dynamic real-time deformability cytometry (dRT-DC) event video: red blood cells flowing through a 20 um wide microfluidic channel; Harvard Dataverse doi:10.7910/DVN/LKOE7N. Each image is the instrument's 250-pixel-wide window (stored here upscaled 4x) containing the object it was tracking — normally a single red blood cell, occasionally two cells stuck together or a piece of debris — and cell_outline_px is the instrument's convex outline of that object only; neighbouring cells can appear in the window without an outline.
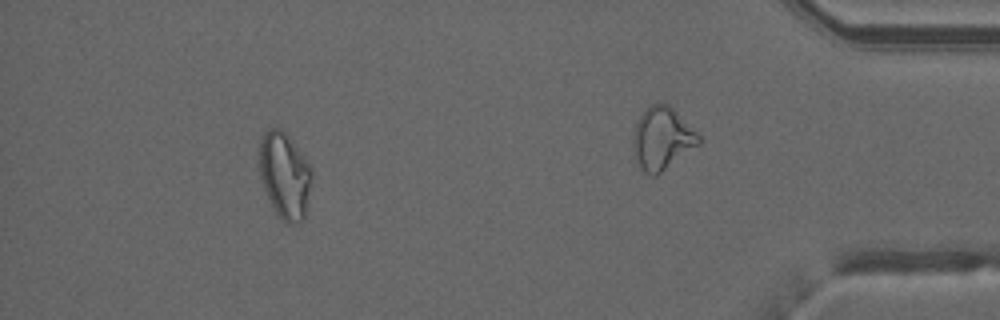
{"species": "common noctule bat (a hibernating species)", "species_latin": "Nyctalus noctula", "temperature_condition": "warm", "stored_images_in_passage": 39, "camera_frame_rate_fps": 3000, "um_per_image_px": 0.085, "animal": {"sex": "male", "forearm_length_mm": 52.5}, "frame": {"image": 1, "passage_image": 34, "time_ms": 11.0, "image_size_px": [1000, 320], "cell_outline_px": [[312, 176], [304, 216], [296, 224], [288, 224], [276, 212], [264, 188], [260, 176], [260, 140], [264, 132], [268, 128], [280, 128], [288, 136], [304, 156], [312, 168]], "centroid_in_image_um": [24.2, 14.87], "position_along_channel_um": 411.0, "area_um2": 25.84}, "authors_computed_cell_mechanics": {"area_um2": 23.0044, "velocity_mm_per_s": 4.032, "shape_relaxation_time_tau1_ms": null, "shape_relaxation_time_tau2_ms": 1.9967, "deformation_change_tau1": null, "deformation_change_tau2": 0.0674}}